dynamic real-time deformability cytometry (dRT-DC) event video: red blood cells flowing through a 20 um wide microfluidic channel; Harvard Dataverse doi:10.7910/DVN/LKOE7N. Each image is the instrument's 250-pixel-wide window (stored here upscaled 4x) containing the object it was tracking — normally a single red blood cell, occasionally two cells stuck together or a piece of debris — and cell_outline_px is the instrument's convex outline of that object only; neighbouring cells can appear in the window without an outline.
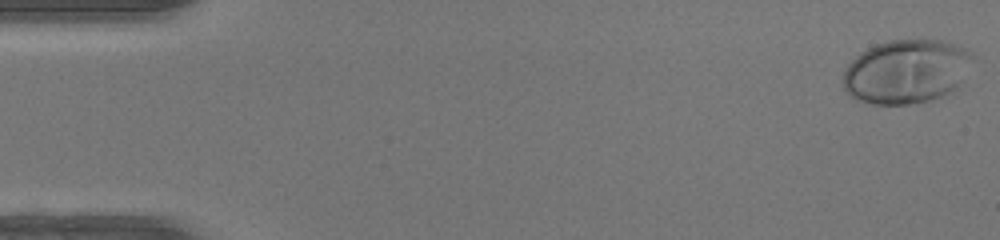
{"species": "human", "species_latin": "Homo sapiens", "temperature_condition": "warm", "stored_images_in_passage": 49, "camera_frame_rate_fps": 3000, "um_per_image_px": 0.085, "donor": {"sex": "female"}, "frame": {"image": 1, "passage_image": 1, "time_ms": 0.0, "image_size_px": [1000, 240], "cell_outline_px": [[976, 56], [956, 88], [944, 96], [928, 100], [908, 104], [872, 104], [856, 100], [844, 88], [844, 72], [848, 64], [860, 52], [876, 44], [888, 40], [940, 40], [968, 48]], "centroid_in_image_um": [77.06, 6.07], "position_along_channel_um": 7.9, "area_um2": 48.32}}
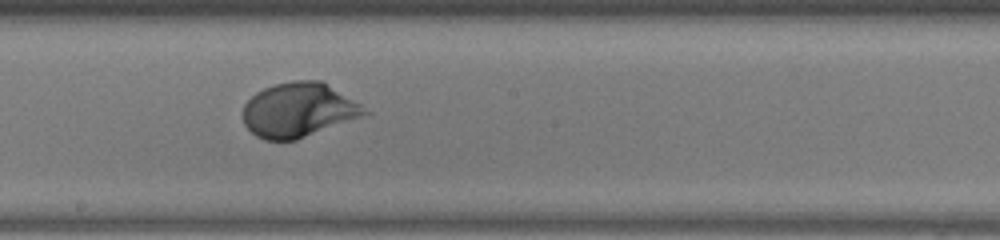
{"frame": {"image": 2, "passage_image": 27, "time_ms": 8.667, "image_size_px": [1000, 240], "cell_outline_px": [[372, 112], [296, 140], [264, 140], [256, 136], [244, 124], [244, 104], [256, 92], [264, 88], [276, 84], [292, 80], [320, 80], [360, 104]], "centroid_in_image_um": [25.35, 9.35], "position_along_channel_um": 222.8, "area_um2": 38.03}}
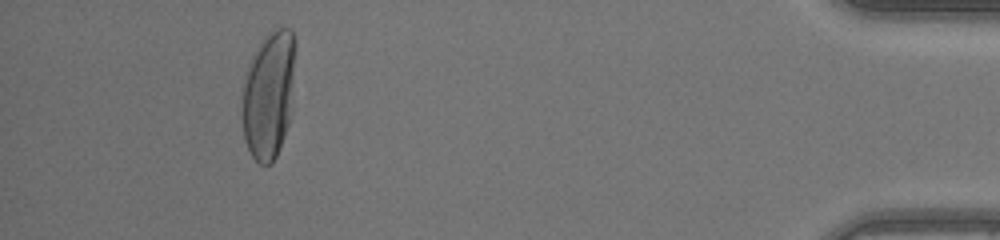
{"frame": {"image": 3, "passage_image": 45, "time_ms": 14.667, "image_size_px": [1000, 240], "cell_outline_px": [[292, 80], [288, 124], [284, 136], [276, 156], [272, 164], [260, 164], [252, 156], [244, 140], [240, 112], [244, 80], [252, 56], [264, 36], [272, 28], [292, 28]], "centroid_in_image_um": [22.77, 8.11], "position_along_channel_um": 412.4, "area_um2": 38.84}, "authors_computed_cell_mechanics": {"area_um2": 38.4948, "velocity_mm_per_s": 4.2575, "shape_relaxation_time_tau1_ms": 2.5689, "shape_relaxation_time_tau2_ms": null, "deformation_change_tau1": 0.211, "deformation_change_tau2": null}}